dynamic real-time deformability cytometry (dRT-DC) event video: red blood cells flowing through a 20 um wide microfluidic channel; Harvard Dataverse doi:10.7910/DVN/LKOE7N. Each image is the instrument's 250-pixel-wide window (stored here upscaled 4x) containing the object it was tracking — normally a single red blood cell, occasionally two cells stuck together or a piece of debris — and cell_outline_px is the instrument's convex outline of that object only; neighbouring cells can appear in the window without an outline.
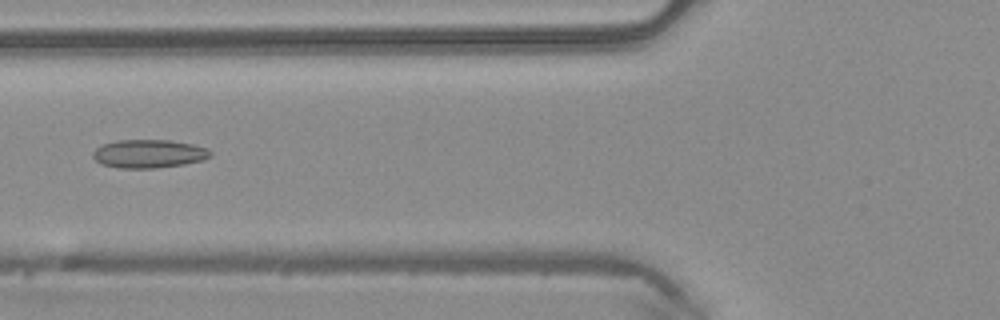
{"species": "common noctule bat (a hibernating species)", "species_latin": "Nyctalus noctula", "temperature_condition": "warm", "stored_images_in_passage": 14, "camera_frame_rate_fps": 3000, "um_per_image_px": 0.085, "animal": {"sex": "male", "body_mass_g": 20.4}, "frame": {"image": 1, "passage_image": 5, "time_ms": 1.333, "image_size_px": [1000, 320], "cell_outline_px": [[212, 156], [204, 160], [184, 164], [156, 168], [120, 168], [100, 164], [92, 156], [92, 152], [96, 148], [104, 144], [116, 140], [168, 140], [192, 144], [208, 148], [212, 152]], "centroid_in_image_um": [12.66, 13.07], "position_along_channel_um": 113.1, "area_um2": 19.54}}
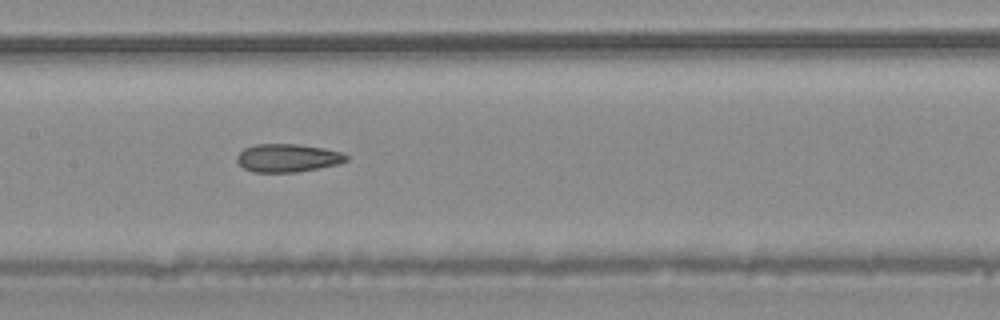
{"frame": {"image": 2, "passage_image": 10, "time_ms": 3.0, "image_size_px": [1000, 320], "cell_outline_px": [[348, 160], [340, 164], [296, 172], [252, 172], [244, 168], [236, 160], [236, 156], [244, 148], [256, 144], [296, 144], [324, 148], [340, 152], [348, 156]], "centroid_in_image_um": [24.45, 13.43], "position_along_channel_um": 183.0, "area_um2": 17.92}}